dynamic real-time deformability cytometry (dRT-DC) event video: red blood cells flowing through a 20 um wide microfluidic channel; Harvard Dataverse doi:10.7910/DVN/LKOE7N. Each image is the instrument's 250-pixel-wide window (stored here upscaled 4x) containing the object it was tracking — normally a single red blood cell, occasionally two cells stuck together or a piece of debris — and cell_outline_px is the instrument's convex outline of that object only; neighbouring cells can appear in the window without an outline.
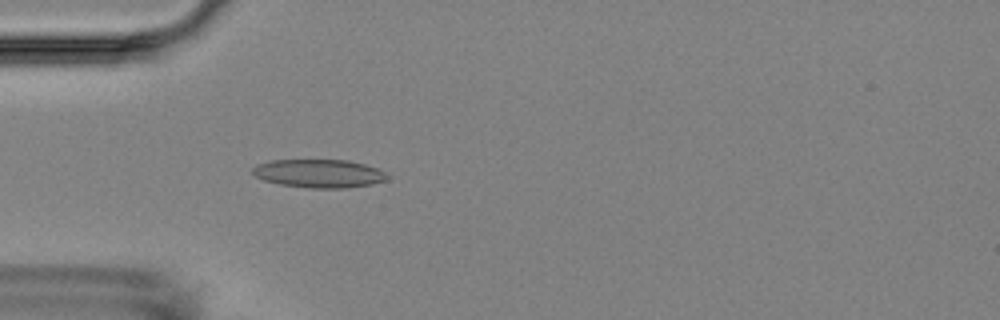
{"species": "Egyptian fruit bat (a non-hibernating species)", "species_latin": "Rousettus aegyptiacus", "temperature_condition": "room temperature", "stored_images_in_passage": 4, "camera_frame_rate_fps": 3000, "um_per_image_px": 0.085, "animal": {"sex": "female"}, "frame": {"image": 1, "passage_image": 4, "time_ms": 4.667, "image_size_px": [1000, 320], "cell_outline_px": [[388, 180], [372, 184], [348, 188], [308, 188], [280, 184], [264, 180], [256, 176], [252, 172], [252, 168], [256, 164], [272, 160], [348, 160], [364, 164], [376, 168], [384, 172], [388, 176]], "centroid_in_image_um": [27.12, 14.75], "position_along_channel_um": 57.9, "area_um2": 22.25}}